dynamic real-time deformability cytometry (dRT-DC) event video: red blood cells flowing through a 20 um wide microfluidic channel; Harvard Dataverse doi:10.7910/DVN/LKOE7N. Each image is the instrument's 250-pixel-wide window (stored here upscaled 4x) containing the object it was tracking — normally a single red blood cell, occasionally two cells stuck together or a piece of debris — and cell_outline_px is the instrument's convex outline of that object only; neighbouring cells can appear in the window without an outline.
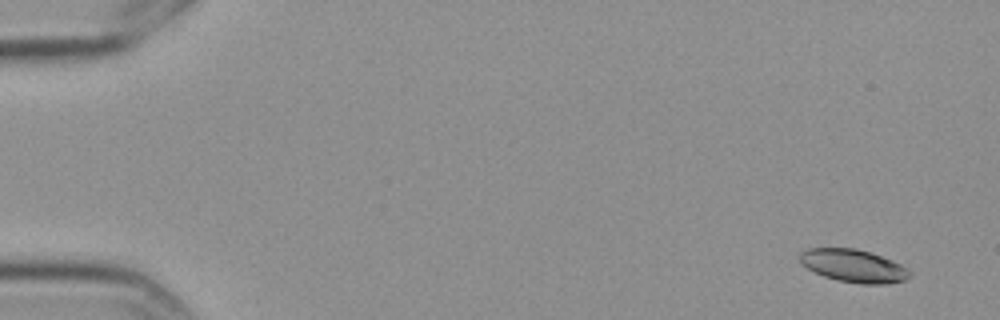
{"species": "Egyptian fruit bat (a non-hibernating species)", "species_latin": "Rousettus aegyptiacus", "temperature_condition": "cold", "stored_images_in_passage": 6, "camera_frame_rate_fps": 3000, "um_per_image_px": 0.085, "frame": {"image": 1, "passage_image": 1, "time_ms": 0.0, "image_size_px": [1000, 320], "cell_outline_px": [[908, 276], [904, 280], [888, 284], [860, 284], [836, 280], [824, 276], [808, 268], [800, 260], [800, 252], [808, 248], [856, 248], [892, 260], [900, 264], [908, 272]], "centroid_in_image_um": [72.52, 22.59], "position_along_channel_um": 12.5, "area_um2": 20.63}}
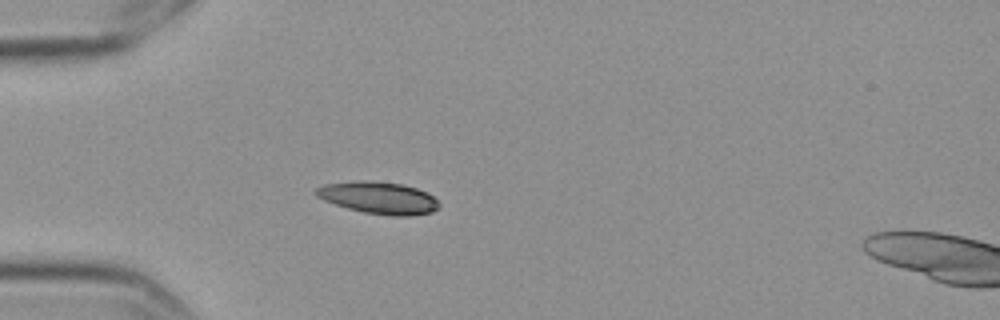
{"frame": {"image": 2, "passage_image": 5, "time_ms": 1.333, "image_size_px": [1000, 320], "cell_outline_px": [[440, 204], [432, 212], [412, 216], [392, 216], [364, 212], [348, 208], [324, 200], [316, 196], [316, 188], [324, 184], [360, 180], [368, 180], [404, 184], [416, 188], [432, 196]], "centroid_in_image_um": [32.18, 16.81], "position_along_channel_um": 52.8, "area_um2": 22.83}}